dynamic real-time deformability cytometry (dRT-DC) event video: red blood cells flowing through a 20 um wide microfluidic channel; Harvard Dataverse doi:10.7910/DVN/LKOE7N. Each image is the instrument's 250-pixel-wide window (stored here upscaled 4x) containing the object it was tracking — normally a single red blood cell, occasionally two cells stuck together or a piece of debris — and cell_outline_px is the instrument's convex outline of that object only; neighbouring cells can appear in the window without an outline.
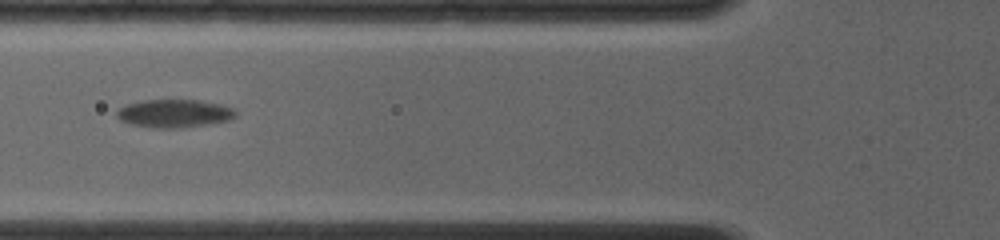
{"species": "common noctule bat (a hibernating species)", "species_latin": "Nyctalus noctula", "temperature_condition": "room temperature", "stored_images_in_passage": 5, "camera_frame_rate_fps": 4000, "um_per_image_px": 0.085, "animal": {"sex": "female", "body_mass_g": 19.0, "forearm_length_mm": 56.7}, "frame": {"image": 1, "passage_image": 4, "time_ms": 2.5, "image_size_px": [1000, 240], "cell_outline_px": [[236, 116], [228, 120], [184, 128], [156, 128], [132, 124], [120, 120], [116, 116], [116, 112], [120, 108], [128, 104], [140, 100], [200, 100], [224, 104], [232, 108], [236, 112]], "centroid_in_image_um": [14.83, 9.63], "position_along_channel_um": 111.0, "area_um2": 19.48}}